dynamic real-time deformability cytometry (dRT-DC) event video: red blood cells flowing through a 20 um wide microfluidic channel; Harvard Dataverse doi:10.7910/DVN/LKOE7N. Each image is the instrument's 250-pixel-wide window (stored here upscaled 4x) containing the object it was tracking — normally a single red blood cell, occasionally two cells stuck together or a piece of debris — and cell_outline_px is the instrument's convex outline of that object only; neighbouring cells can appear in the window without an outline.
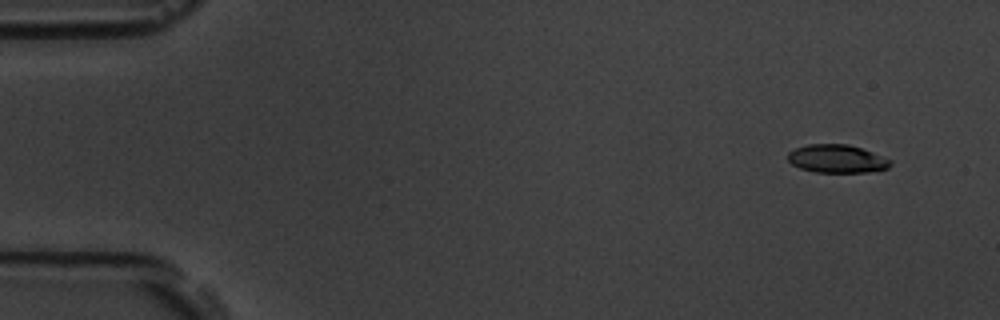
{"species": "common noctule bat (a hibernating species)", "species_latin": "Nyctalus noctula", "temperature_condition": "room temperature", "stored_images_in_passage": 6, "camera_frame_rate_fps": 3000, "um_per_image_px": 0.085, "animal": {"sex": "male", "body_mass_g": 19.5, "forearm_length_mm": 54.6}, "frame": {"image": 1, "passage_image": 2, "time_ms": 1.333, "image_size_px": [1000, 320], "cell_outline_px": [[892, 164], [888, 168], [868, 172], [816, 172], [800, 168], [792, 164], [788, 160], [788, 152], [796, 148], [808, 144], [848, 144], [872, 152], [892, 160]], "centroid_in_image_um": [71.14, 13.49], "position_along_channel_um": 13.9, "area_um2": 16.76}}
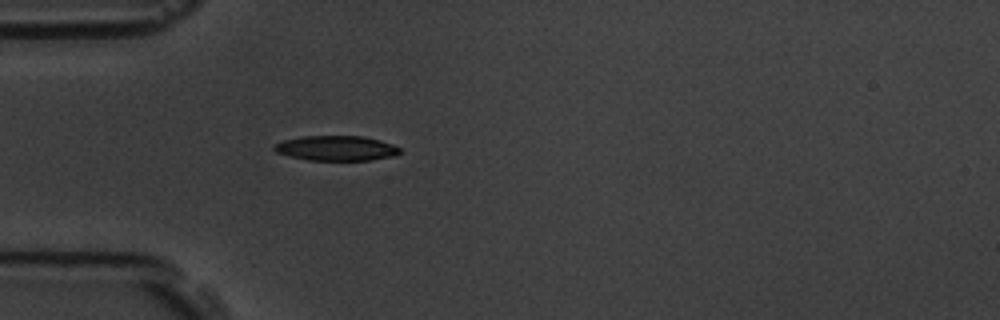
{"frame": {"image": 2, "passage_image": 6, "time_ms": 5.667, "image_size_px": [1000, 320], "cell_outline_px": [[400, 152], [396, 156], [368, 160], [308, 160], [276, 152], [272, 148], [276, 144], [284, 140], [300, 136], [364, 136], [380, 140], [392, 144], [400, 148]], "centroid_in_image_um": [28.61, 12.59], "position_along_channel_um": 56.4, "area_um2": 18.21}}